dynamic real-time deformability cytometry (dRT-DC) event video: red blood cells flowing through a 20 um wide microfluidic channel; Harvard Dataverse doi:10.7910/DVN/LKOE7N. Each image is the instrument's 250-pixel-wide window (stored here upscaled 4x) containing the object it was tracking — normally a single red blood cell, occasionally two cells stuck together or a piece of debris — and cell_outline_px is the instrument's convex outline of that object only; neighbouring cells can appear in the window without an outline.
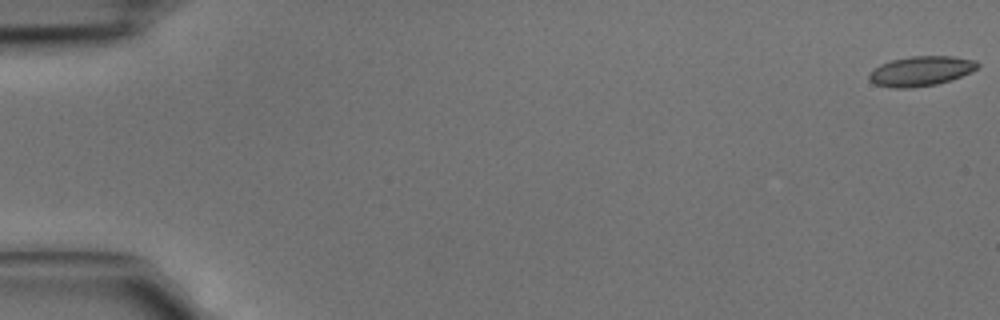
{"species": "common noctule bat (a hibernating species)", "species_latin": "Nyctalus noctula", "temperature_condition": "cold", "stored_images_in_passage": 6, "camera_frame_rate_fps": 3000, "um_per_image_px": 0.085, "animal": {"sex": "male", "body_mass_g": 15.6}, "frame": {"image": 1, "passage_image": 1, "time_ms": 0.0, "image_size_px": [1000, 320], "cell_outline_px": [[980, 64], [976, 68], [960, 76], [936, 84], [912, 88], [892, 88], [876, 84], [868, 80], [868, 76], [872, 68], [880, 64], [892, 60], [912, 56], [952, 56], [976, 60]], "centroid_in_image_um": [78.22, 6.04], "position_along_channel_um": 6.8, "area_um2": 18.73}}
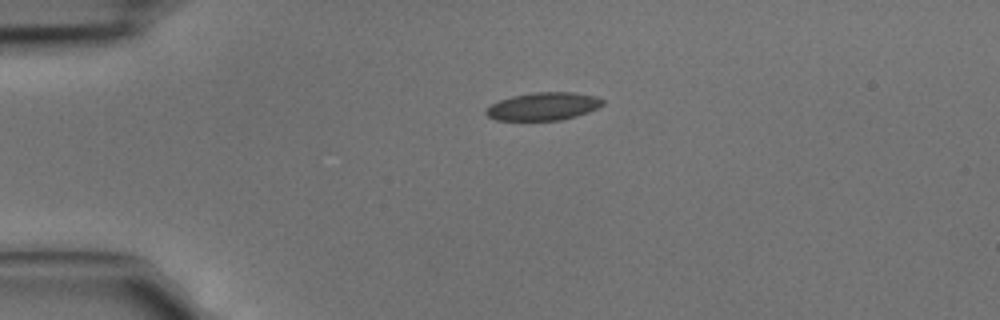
{"frame": {"image": 2, "passage_image": 4, "time_ms": 1.0, "image_size_px": [1000, 320], "cell_outline_px": [[604, 104], [588, 112], [576, 116], [560, 120], [496, 120], [488, 116], [484, 112], [492, 104], [500, 100], [512, 96], [532, 92], [576, 92], [596, 96], [604, 100]], "centroid_in_image_um": [46.2, 9.03], "position_along_channel_um": 38.8, "area_um2": 18.9}}